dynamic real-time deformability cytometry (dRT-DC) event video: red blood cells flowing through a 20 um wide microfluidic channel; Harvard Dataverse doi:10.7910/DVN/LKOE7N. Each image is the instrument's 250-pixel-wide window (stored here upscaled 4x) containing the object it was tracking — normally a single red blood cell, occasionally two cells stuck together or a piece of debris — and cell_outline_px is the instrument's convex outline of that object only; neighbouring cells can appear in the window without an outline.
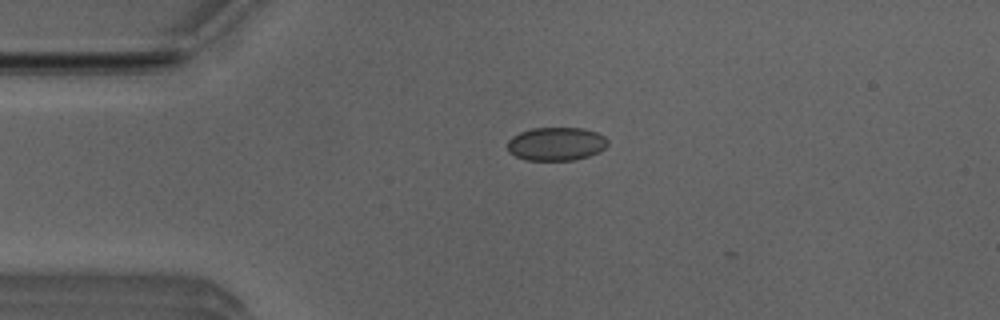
{"species": "Egyptian fruit bat (a non-hibernating species)", "species_latin": "Rousettus aegyptiacus", "temperature_condition": "room temperature", "stored_images_in_passage": 6, "camera_frame_rate_fps": 3000, "um_per_image_px": 0.085, "animal": {"sex": "male"}, "frame": {"image": 1, "passage_image": 2, "time_ms": 0.333, "image_size_px": [1000, 320], "cell_outline_px": [[608, 144], [604, 148], [588, 156], [572, 160], [528, 160], [516, 156], [508, 148], [508, 140], [512, 136], [520, 132], [532, 128], [584, 128], [596, 132], [604, 136], [608, 140]], "centroid_in_image_um": [47.28, 12.22], "position_along_channel_um": 37.7, "area_um2": 19.31}}